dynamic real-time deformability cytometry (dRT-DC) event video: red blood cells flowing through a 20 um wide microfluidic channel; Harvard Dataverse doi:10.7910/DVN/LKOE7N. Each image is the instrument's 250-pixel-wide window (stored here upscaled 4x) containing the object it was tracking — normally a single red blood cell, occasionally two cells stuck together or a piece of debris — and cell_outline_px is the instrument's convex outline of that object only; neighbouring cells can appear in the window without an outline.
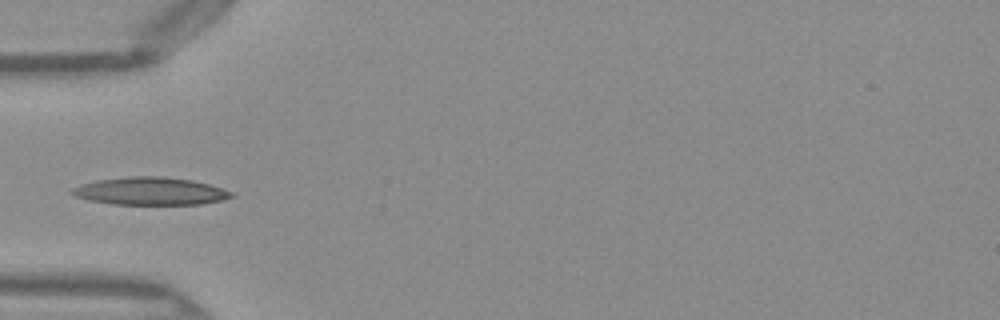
{"species": "Egyptian fruit bat (a non-hibernating species)", "species_latin": "Rousettus aegyptiacus", "temperature_condition": "warm", "stored_images_in_passage": 34, "camera_frame_rate_fps": 3000, "um_per_image_px": 0.085, "frame": {"image": 1, "passage_image": 1, "time_ms": 0.0, "image_size_px": [1000, 320], "cell_outline_px": [[236, 196], [224, 200], [204, 204], [112, 204], [88, 200], [76, 196], [68, 192], [72, 188], [80, 184], [96, 180], [128, 176], [160, 176], [192, 180], [208, 184], [232, 192]], "centroid_in_image_um": [12.76, 16.25], "position_along_channel_um": 72.2, "area_um2": 25.84}}
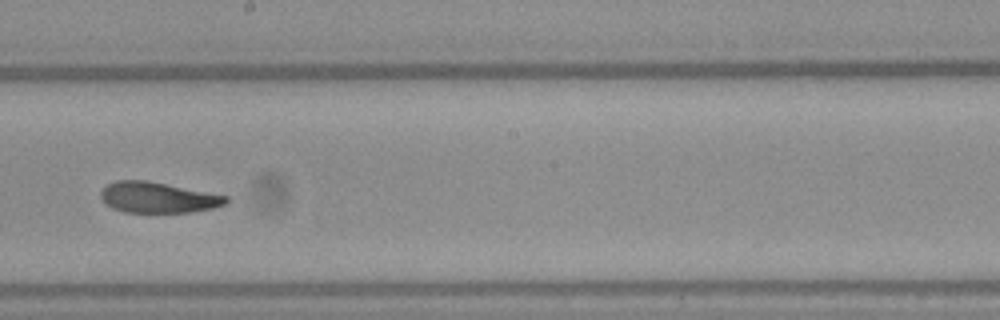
{"frame": {"image": 2, "passage_image": 13, "time_ms": 4.0, "image_size_px": [1000, 320], "cell_outline_px": [[228, 200], [224, 204], [212, 208], [192, 212], [124, 212], [112, 208], [100, 196], [100, 192], [108, 184], [116, 180], [148, 180], [228, 196]], "centroid_in_image_um": [13.42, 16.78], "position_along_channel_um": 234.8, "area_um2": 22.25}}
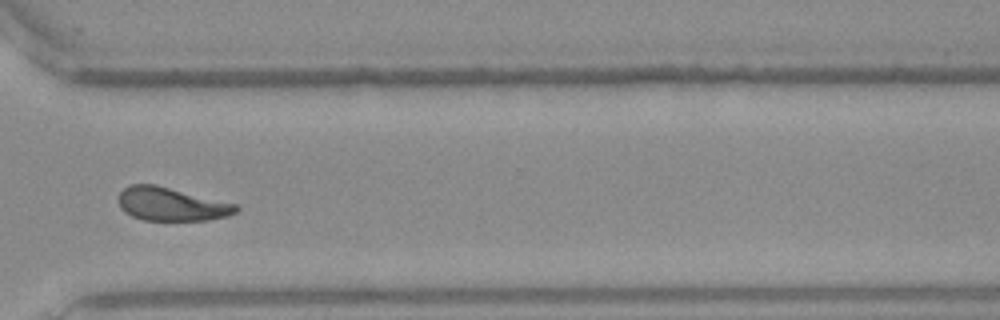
{"frame": {"image": 3, "passage_image": 22, "time_ms": 7.0, "image_size_px": [1000, 320], "cell_outline_px": [[240, 208], [236, 212], [228, 216], [204, 220], [144, 220], [132, 216], [124, 212], [120, 208], [116, 200], [120, 192], [124, 188], [132, 184], [156, 184], [236, 204]], "centroid_in_image_um": [14.52, 17.35], "position_along_channel_um": 356.1, "area_um2": 22.95}, "authors_computed_cell_mechanics": {"area_um2": 23.2067, "velocity_mm_per_s": 4.0382, "shape_relaxation_time_tau1_ms": 5.7929, "shape_relaxation_time_tau2_ms": 2.1028, "deformation_change_tau1": 0.1763, "deformation_change_tau2": 0.085}}